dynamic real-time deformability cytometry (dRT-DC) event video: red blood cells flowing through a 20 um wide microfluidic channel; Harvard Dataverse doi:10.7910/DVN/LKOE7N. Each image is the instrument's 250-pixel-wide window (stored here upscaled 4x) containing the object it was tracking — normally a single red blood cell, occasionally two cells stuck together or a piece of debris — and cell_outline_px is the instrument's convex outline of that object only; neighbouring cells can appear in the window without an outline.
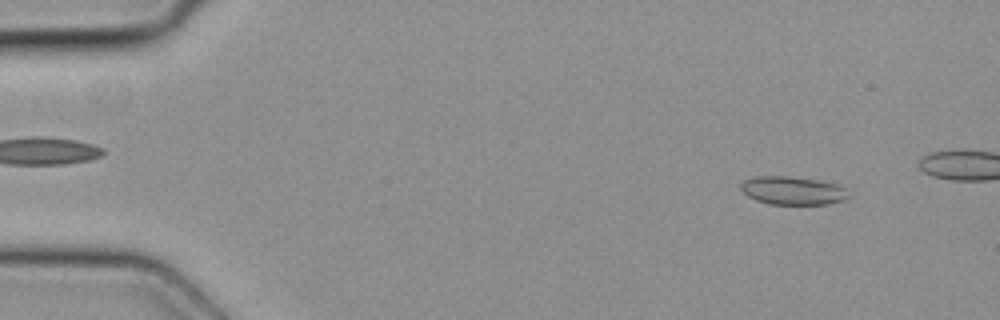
{"species": "common noctule bat (a hibernating species)", "species_latin": "Nyctalus noctula", "temperature_condition": "cold", "stored_images_in_passage": 2, "camera_frame_rate_fps": 3000, "um_per_image_px": 0.085, "animal": {"sex": "female", "body_mass_g": 19.3, "forearm_length_mm": 54.1}, "frame": {"image": 1, "passage_image": 1, "time_ms": 0.0, "image_size_px": [1000, 320], "cell_outline_px": [[848, 196], [844, 200], [828, 204], [768, 204], [756, 200], [748, 196], [740, 188], [740, 184], [744, 180], [756, 176], [788, 176], [820, 180], [836, 184], [844, 188]], "centroid_in_image_um": [67.35, 16.19], "position_along_channel_um": 17.6, "area_um2": 17.69}}